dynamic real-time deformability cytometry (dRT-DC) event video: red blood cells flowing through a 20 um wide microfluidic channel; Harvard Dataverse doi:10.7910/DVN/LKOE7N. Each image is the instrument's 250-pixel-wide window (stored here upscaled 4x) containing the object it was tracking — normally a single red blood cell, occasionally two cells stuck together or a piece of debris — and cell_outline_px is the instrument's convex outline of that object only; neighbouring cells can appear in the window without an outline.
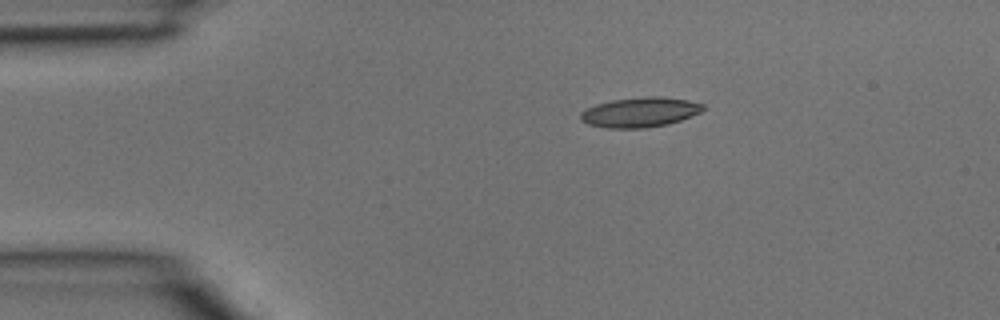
{"species": "common noctule bat (a hibernating species)", "species_latin": "Nyctalus noctula", "temperature_condition": "room temperature", "stored_images_in_passage": 3, "camera_frame_rate_fps": 3000, "um_per_image_px": 0.085, "animal": {"sex": "male", "body_mass_g": 15.6}, "frame": {"image": 1, "passage_image": 2, "time_ms": 0.333, "image_size_px": [1000, 320], "cell_outline_px": [[704, 108], [700, 112], [692, 116], [668, 124], [644, 128], [608, 128], [588, 124], [580, 120], [580, 112], [596, 104], [612, 100], [644, 96], [660, 96], [688, 100], [704, 104]], "centroid_in_image_um": [54.4, 9.53], "position_along_channel_um": 30.6, "area_um2": 21.33}}